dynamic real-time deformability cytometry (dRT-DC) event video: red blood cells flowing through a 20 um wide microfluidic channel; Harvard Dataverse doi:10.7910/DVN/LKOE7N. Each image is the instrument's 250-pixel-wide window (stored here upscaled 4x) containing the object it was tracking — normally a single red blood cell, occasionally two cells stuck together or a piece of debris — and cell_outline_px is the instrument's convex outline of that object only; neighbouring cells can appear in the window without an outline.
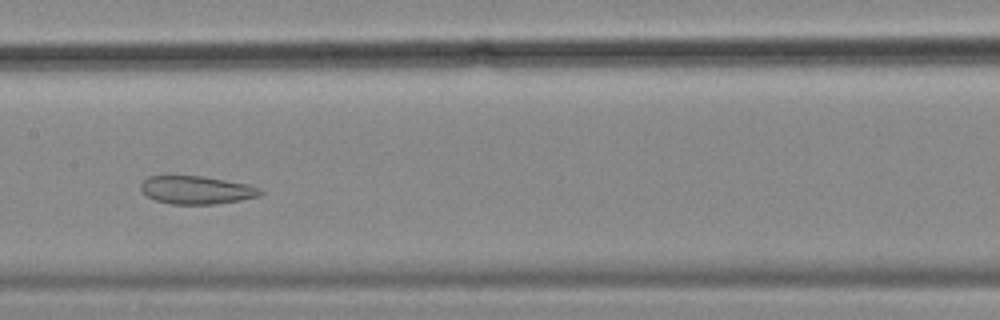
{"species": "common noctule bat (a hibernating species)", "species_latin": "Nyctalus noctula", "temperature_condition": "cold", "stored_images_in_passage": 57, "camera_frame_rate_fps": 3000, "um_per_image_px": 0.085, "animal": {"sex": "female", "body_mass_g": 18.4}, "frame": {"image": 1, "passage_image": 27, "time_ms": 8.667, "image_size_px": [1000, 320], "cell_outline_px": [[264, 192], [260, 196], [240, 200], [212, 204], [172, 204], [156, 200], [148, 196], [140, 188], [140, 184], [148, 176], [200, 176], [248, 184], [260, 188]], "centroid_in_image_um": [16.72, 16.15], "position_along_channel_um": 190.7, "area_um2": 19.36}}
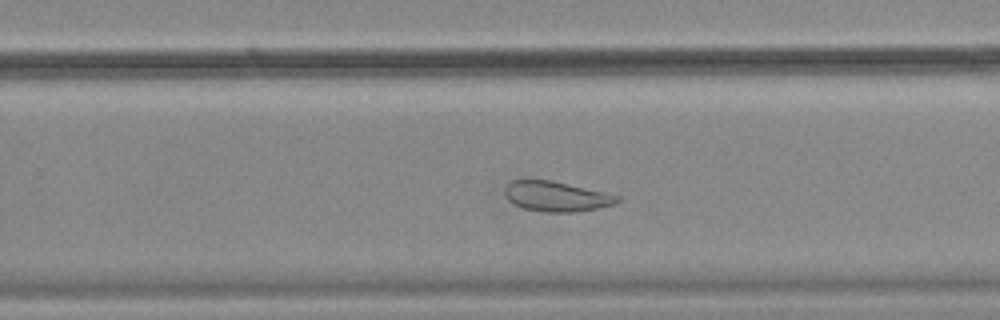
{"frame": {"image": 2, "passage_image": 35, "time_ms": 11.333, "image_size_px": [1000, 320], "cell_outline_px": [[620, 200], [612, 204], [596, 208], [576, 212], [544, 212], [524, 208], [508, 200], [504, 196], [504, 188], [512, 180], [552, 180], [608, 192], [620, 196]], "centroid_in_image_um": [47.29, 16.68], "position_along_channel_um": 282.5, "area_um2": 19.77}}
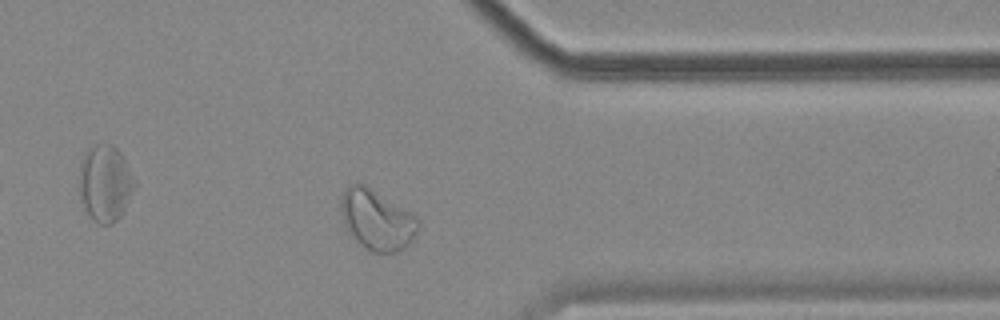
{"frame": {"image": 3, "passage_image": 44, "time_ms": 14.333, "image_size_px": [1000, 320], "cell_outline_px": [[420, 228], [412, 240], [400, 252], [372, 252], [356, 240], [348, 232], [344, 224], [340, 212], [340, 200], [348, 184], [360, 180], [408, 212], [420, 224]], "centroid_in_image_um": [31.98, 18.66], "position_along_channel_um": 379.4, "area_um2": 27.05}, "authors_computed_cell_mechanics": {"area_um2": 28.611, "velocity_mm_per_s": 3.4521, "shape_relaxation_time_tau1_ms": null, "shape_relaxation_time_tau2_ms": 1.7896, "deformation_change_tau1": null, "deformation_change_tau2": 0.0806}}